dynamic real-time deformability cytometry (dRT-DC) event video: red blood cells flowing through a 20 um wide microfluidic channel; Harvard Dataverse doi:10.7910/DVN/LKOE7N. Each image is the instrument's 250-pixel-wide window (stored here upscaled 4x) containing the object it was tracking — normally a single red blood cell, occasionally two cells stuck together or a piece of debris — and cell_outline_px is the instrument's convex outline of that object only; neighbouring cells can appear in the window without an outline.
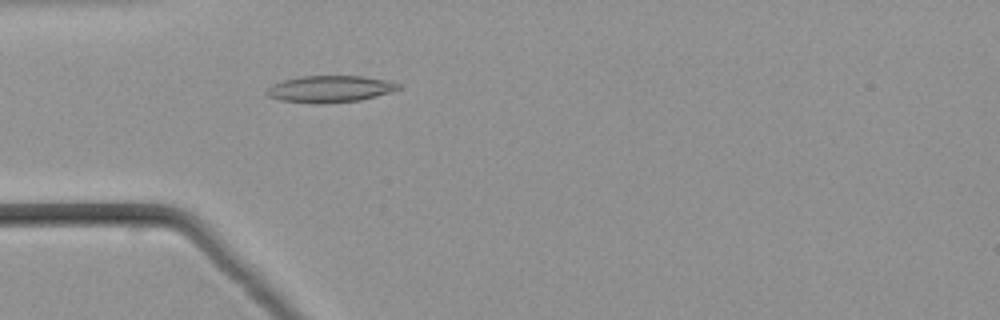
{"species": "common noctule bat (a hibernating species)", "species_latin": "Nyctalus noctula", "temperature_condition": "warm", "stored_images_in_passage": 50, "camera_frame_rate_fps": 3000, "um_per_image_px": 0.085, "animal": {"sex": "male", "body_mass_g": 21.5, "forearm_length_mm": 52.0}, "frame": {"image": 1, "passage_image": 15, "time_ms": 4.667, "image_size_px": [1000, 320], "cell_outline_px": [[400, 88], [392, 92], [360, 100], [320, 104], [280, 100], [268, 96], [264, 92], [272, 84], [284, 80], [300, 76], [364, 76], [392, 80], [400, 84]], "centroid_in_image_um": [28.08, 7.55], "position_along_channel_um": 56.9, "area_um2": 20.69}}
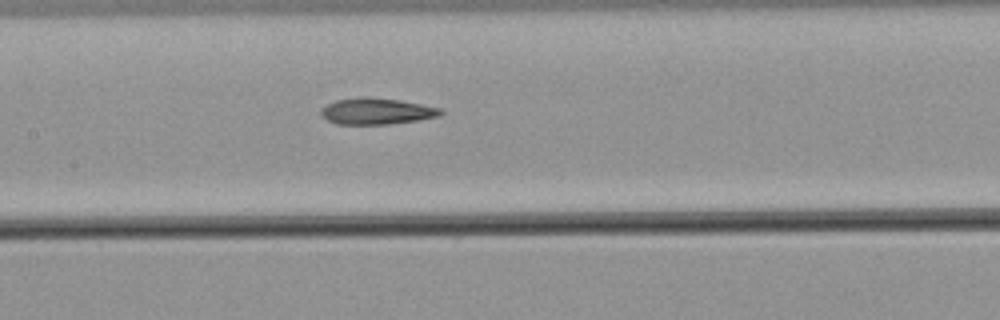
{"frame": {"image": 2, "passage_image": 24, "time_ms": 7.667, "image_size_px": [1000, 320], "cell_outline_px": [[444, 112], [440, 116], [420, 120], [388, 124], [336, 124], [328, 120], [320, 112], [320, 108], [336, 100], [368, 96], [400, 100], [440, 108]], "centroid_in_image_um": [32.03, 9.45], "position_along_channel_um": 175.4, "area_um2": 18.32}}
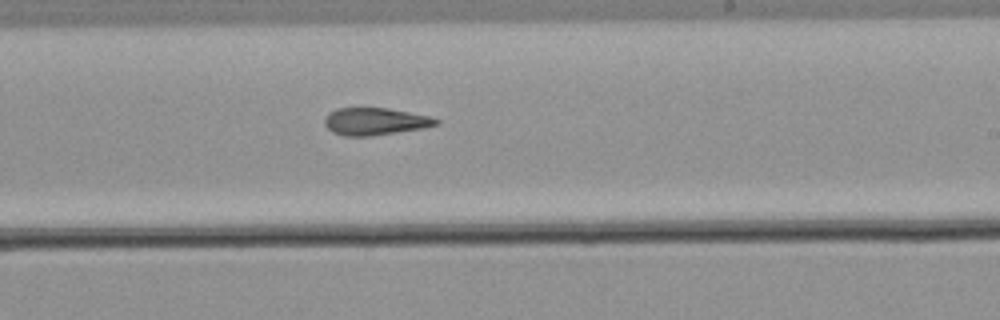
{"frame": {"image": 3, "passage_image": 30, "time_ms": 9.667, "image_size_px": [1000, 320], "cell_outline_px": [[440, 124], [424, 128], [372, 136], [344, 136], [332, 132], [324, 124], [324, 116], [328, 112], [336, 108], [388, 108], [432, 116], [440, 120]], "centroid_in_image_um": [31.89, 10.32], "position_along_channel_um": 257.1, "area_um2": 18.03}}